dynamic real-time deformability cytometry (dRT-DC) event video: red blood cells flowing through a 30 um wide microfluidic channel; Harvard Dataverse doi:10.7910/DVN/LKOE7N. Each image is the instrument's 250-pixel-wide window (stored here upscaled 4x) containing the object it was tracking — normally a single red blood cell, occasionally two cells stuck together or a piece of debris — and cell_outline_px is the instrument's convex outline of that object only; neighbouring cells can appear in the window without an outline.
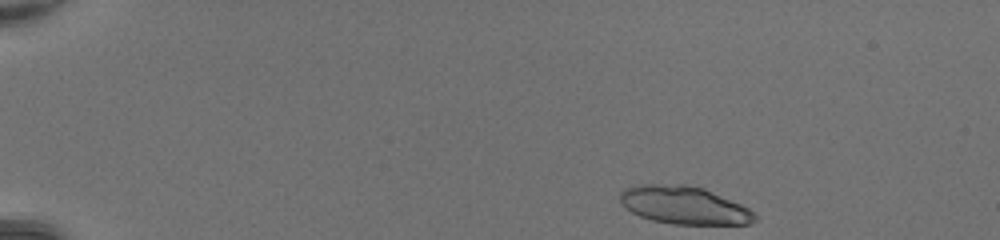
{"species": "common noctule bat (a hibernating species)", "species_latin": "Nyctalus noctula", "temperature_condition": "room temperature", "stored_images_in_passage": 41, "segment_of_instrument_passage": [1, 2], "camera_frame_rate_fps": 3000, "um_per_image_px": 0.085, "animal": {"sex": "female", "body_mass_g": 20.0, "forearm_length_mm": 54.0}, "frame": {"image": 1, "passage_image": 1, "time_ms": 0.0, "image_size_px": [1000, 240], "cell_outline_px": [[756, 220], [752, 224], [672, 224], [652, 220], [640, 216], [632, 212], [620, 204], [620, 192], [624, 188], [640, 184], [684, 184], [704, 188], [740, 204], [748, 208], [756, 216]], "centroid_in_image_um": [58.12, 17.44], "position_along_channel_um": 26.9, "area_um2": 29.77}}
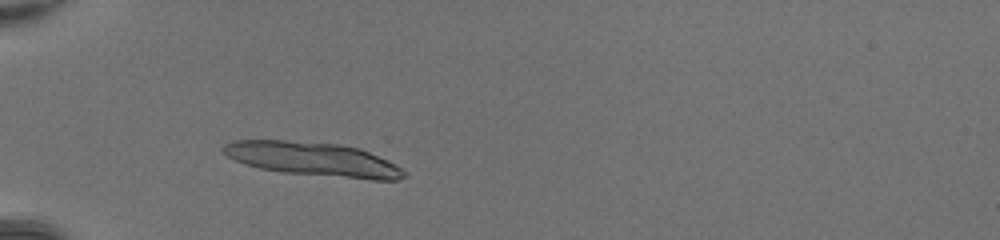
{"frame": {"image": 2, "passage_image": 10, "time_ms": 3.0, "image_size_px": [1000, 240], "cell_outline_px": [[408, 176], [400, 180], [372, 180], [284, 172], [260, 168], [244, 164], [220, 152], [220, 148], [224, 144], [232, 140], [284, 140], [340, 144], [360, 148], [388, 160], [396, 164]], "centroid_in_image_um": [26.61, 13.52], "position_along_channel_um": 58.4, "area_um2": 35.84}}